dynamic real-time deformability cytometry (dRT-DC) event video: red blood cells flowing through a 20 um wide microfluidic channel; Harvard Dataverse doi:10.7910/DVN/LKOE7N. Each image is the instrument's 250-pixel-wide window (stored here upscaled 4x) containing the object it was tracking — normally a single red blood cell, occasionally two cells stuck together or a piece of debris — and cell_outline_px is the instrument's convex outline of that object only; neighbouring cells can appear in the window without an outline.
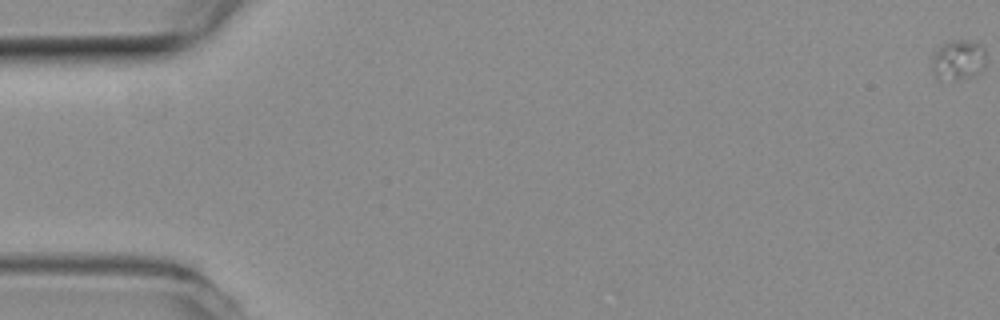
{"species": "common noctule bat (a hibernating species)", "species_latin": "Nyctalus noctula", "temperature_condition": "room temperature", "stored_images_in_passage": 15, "camera_frame_rate_fps": 3000, "um_per_image_px": 0.085, "animal": {"sex": "female", "body_mass_g": 19.3, "forearm_length_mm": 54.1}, "frame": {"image": 1, "passage_image": 1, "time_ms": 0.0, "image_size_px": [1000, 320], "cell_outline_px": [[984, 68], [980, 72], [972, 76], [940, 80], [936, 76], [936, 52], [944, 44], [960, 40], [980, 44], [984, 48]], "centroid_in_image_um": [81.55, 5.1], "position_along_channel_um": 3.5, "area_um2": 11.56}}